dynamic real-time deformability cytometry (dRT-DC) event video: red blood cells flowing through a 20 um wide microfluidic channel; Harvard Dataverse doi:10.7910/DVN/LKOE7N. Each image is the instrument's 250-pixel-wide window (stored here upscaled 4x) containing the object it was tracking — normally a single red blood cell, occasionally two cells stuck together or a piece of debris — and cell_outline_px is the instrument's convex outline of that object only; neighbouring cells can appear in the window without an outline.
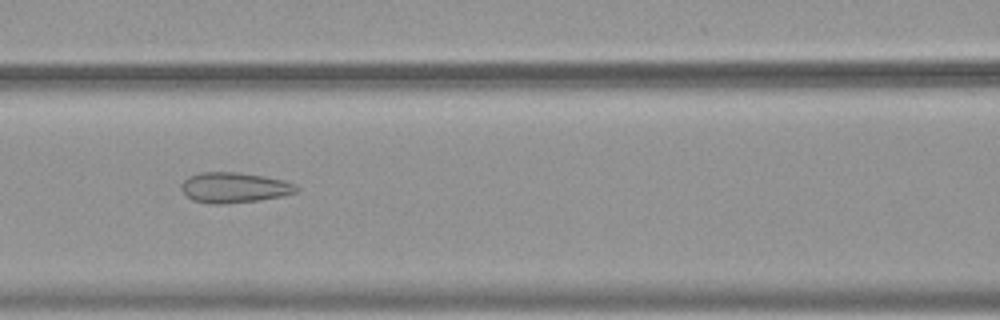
{"species": "common noctule bat (a hibernating species)", "species_latin": "Nyctalus noctula", "temperature_condition": "warm", "stored_images_in_passage": 53, "camera_frame_rate_fps": 3000, "um_per_image_px": 0.085, "animal": {"sex": "female", "body_mass_g": 19.9}, "frame": {"image": 1, "passage_image": 24, "time_ms": 7.667, "image_size_px": [1000, 320], "cell_outline_px": [[300, 188], [296, 192], [284, 196], [260, 200], [224, 204], [208, 204], [192, 200], [184, 196], [180, 188], [180, 184], [188, 176], [200, 172], [236, 172], [264, 176], [284, 180], [296, 184]], "centroid_in_image_um": [19.88, 15.95], "position_along_channel_um": 146.7, "area_um2": 20.81}}
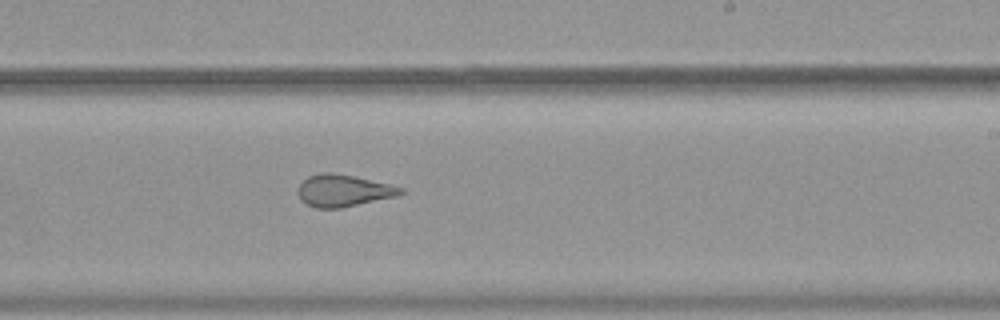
{"frame": {"image": 2, "passage_image": 33, "time_ms": 10.667, "image_size_px": [1000, 320], "cell_outline_px": [[408, 192], [400, 196], [340, 208], [316, 208], [300, 200], [300, 184], [308, 176], [324, 172], [328, 172], [352, 176], [392, 184], [404, 188]], "centroid_in_image_um": [29.29, 16.21], "position_along_channel_um": 259.7, "area_um2": 19.13}}
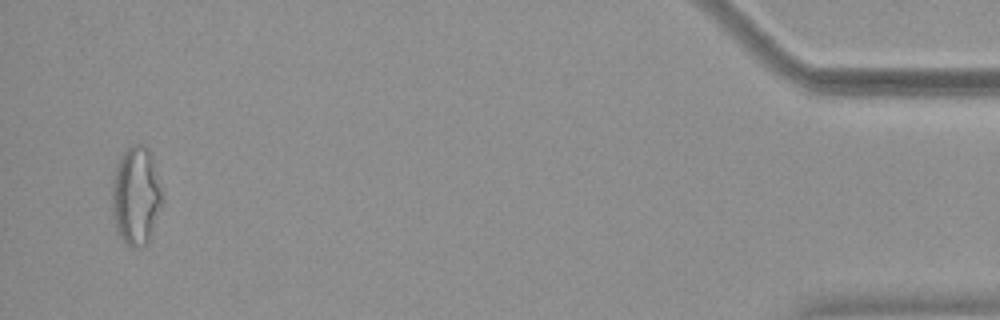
{"frame": {"image": 3, "passage_image": 52, "time_ms": 17.0, "image_size_px": [1000, 320], "cell_outline_px": [[164, 200], [148, 244], [140, 248], [132, 248], [124, 244], [120, 240], [116, 232], [112, 216], [112, 180], [120, 156], [132, 144], [144, 144], [148, 148], [152, 160]], "centroid_in_image_um": [11.54, 16.73], "position_along_channel_um": 423.7, "area_um2": 29.25}, "authors_computed_cell_mechanics": {"area_um2": 24.7962, "velocity_mm_per_s": 3.7866, "shape_relaxation_time_tau1_ms": null, "shape_relaxation_time_tau2_ms": 1.4757, "deformation_change_tau1": null, "deformation_change_tau2": 0.1124}}